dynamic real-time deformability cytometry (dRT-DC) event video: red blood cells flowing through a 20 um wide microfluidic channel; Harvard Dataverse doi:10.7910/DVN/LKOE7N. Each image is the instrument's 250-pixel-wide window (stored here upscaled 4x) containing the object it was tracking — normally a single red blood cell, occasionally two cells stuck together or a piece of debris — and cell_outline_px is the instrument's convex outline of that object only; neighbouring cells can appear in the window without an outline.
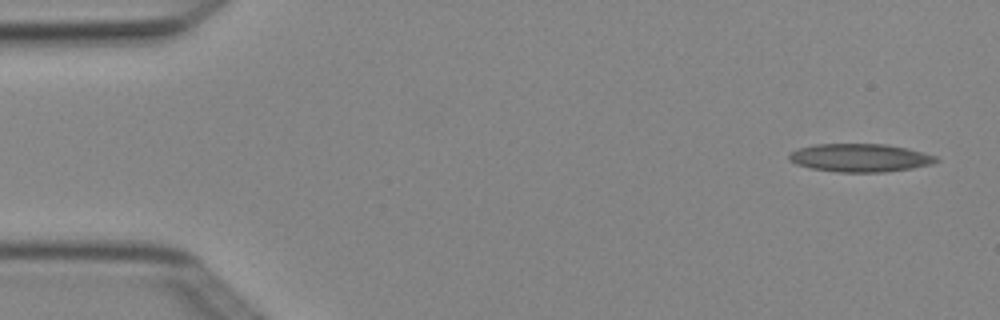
{"species": "Egyptian fruit bat (a non-hibernating species)", "species_latin": "Rousettus aegyptiacus", "temperature_condition": "cold", "stored_images_in_passage": 4, "camera_frame_rate_fps": 3000, "um_per_image_px": 0.085, "animal": {"sex": "female"}, "frame": {"image": 1, "passage_image": 1, "time_ms": 0.0, "image_size_px": [1000, 320], "cell_outline_px": [[940, 160], [932, 164], [912, 168], [888, 172], [836, 172], [812, 168], [796, 164], [788, 160], [788, 156], [792, 152], [800, 148], [816, 144], [888, 144], [908, 148], [936, 156]], "centroid_in_image_um": [73.13, 13.41], "position_along_channel_um": 11.9, "area_um2": 24.16}}
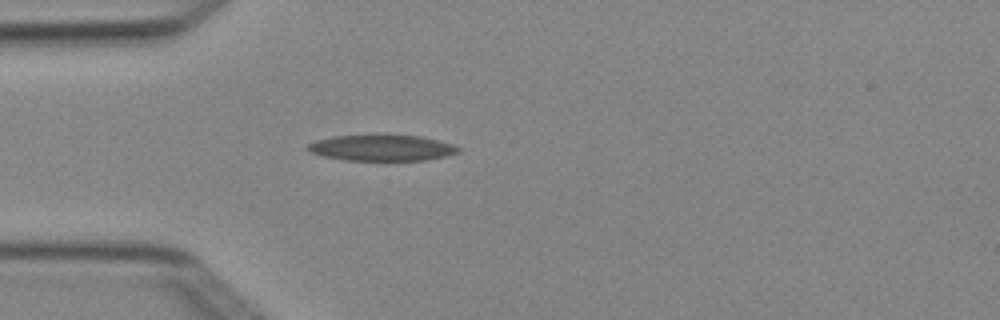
{"frame": {"image": 2, "passage_image": 4, "time_ms": 1.0, "image_size_px": [1000, 320], "cell_outline_px": [[460, 152], [444, 156], [424, 160], [344, 160], [324, 156], [308, 152], [304, 148], [308, 144], [316, 140], [332, 136], [420, 136], [440, 140], [452, 144], [460, 148]], "centroid_in_image_um": [32.42, 12.58], "position_along_channel_um": 52.6, "area_um2": 22.54}}